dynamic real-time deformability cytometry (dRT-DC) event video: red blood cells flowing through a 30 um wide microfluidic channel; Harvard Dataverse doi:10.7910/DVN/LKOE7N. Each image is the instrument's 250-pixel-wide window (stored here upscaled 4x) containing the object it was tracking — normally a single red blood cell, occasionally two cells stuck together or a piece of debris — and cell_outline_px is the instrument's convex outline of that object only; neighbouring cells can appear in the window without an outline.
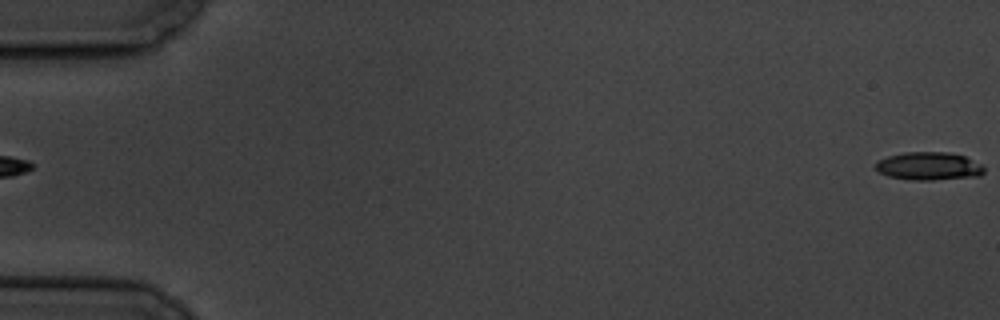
{"species": "common noctule bat (a hibernating species)", "species_latin": "Nyctalus noctula", "temperature_condition": "cold", "stored_images_in_passage": 6, "segment_of_instrument_passage": [2, 2], "camera_frame_rate_fps": 3000, "um_per_image_px": 0.085, "animal": {"sex": "male", "body_mass_g": 19.5, "forearm_length_mm": 54.6}, "frame": {"image": 1, "passage_image": 6, "time_ms": 5.667, "image_size_px": [1000, 320], "cell_outline_px": [[984, 172], [980, 176], [932, 180], [912, 180], [888, 176], [880, 172], [876, 168], [876, 160], [888, 156], [904, 152], [948, 152], [964, 156], [984, 164]], "centroid_in_image_um": [78.98, 14.12], "position_along_channel_um": 6.0, "area_um2": 17.86}}